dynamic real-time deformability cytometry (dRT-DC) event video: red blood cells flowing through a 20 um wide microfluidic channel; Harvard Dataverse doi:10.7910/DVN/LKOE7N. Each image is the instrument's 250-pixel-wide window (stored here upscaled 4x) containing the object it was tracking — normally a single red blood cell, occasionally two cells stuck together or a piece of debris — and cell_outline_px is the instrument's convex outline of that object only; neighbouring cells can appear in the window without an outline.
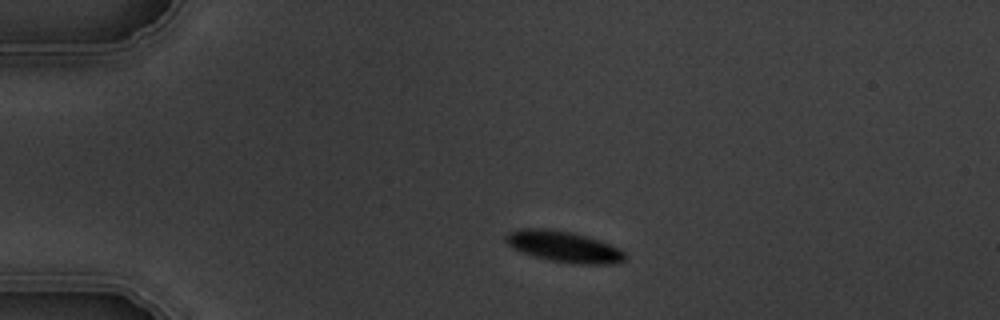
{"species": "common noctule bat (a hibernating species)", "species_latin": "Nyctalus noctula", "temperature_condition": "warm", "stored_images_in_passage": 4, "camera_frame_rate_fps": 3000, "um_per_image_px": 0.085, "animal": {"sex": "male", "body_mass_g": 19.5, "forearm_length_mm": 54.6}, "frame": {"image": 1, "passage_image": 2, "time_ms": 1.0, "image_size_px": [1000, 320], "cell_outline_px": [[624, 260], [616, 264], [572, 264], [548, 260], [532, 256], [512, 248], [504, 240], [504, 236], [508, 232], [520, 228], [548, 228], [572, 232], [588, 236], [600, 240], [620, 248], [624, 252]], "centroid_in_image_um": [47.9, 20.96], "position_along_channel_um": 37.1, "area_um2": 21.96}}
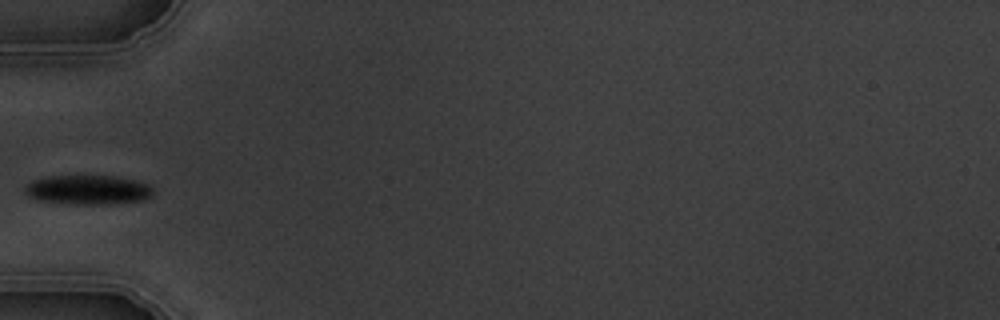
{"frame": {"image": 2, "passage_image": 4, "time_ms": 3.333, "image_size_px": [1000, 320], "cell_outline_px": [[152, 196], [144, 200], [108, 204], [76, 204], [40, 200], [28, 196], [24, 192], [24, 188], [32, 180], [48, 176], [112, 176], [136, 180], [148, 184], [152, 188]], "centroid_in_image_um": [7.48, 16.13], "position_along_channel_um": 77.5, "area_um2": 21.85}}